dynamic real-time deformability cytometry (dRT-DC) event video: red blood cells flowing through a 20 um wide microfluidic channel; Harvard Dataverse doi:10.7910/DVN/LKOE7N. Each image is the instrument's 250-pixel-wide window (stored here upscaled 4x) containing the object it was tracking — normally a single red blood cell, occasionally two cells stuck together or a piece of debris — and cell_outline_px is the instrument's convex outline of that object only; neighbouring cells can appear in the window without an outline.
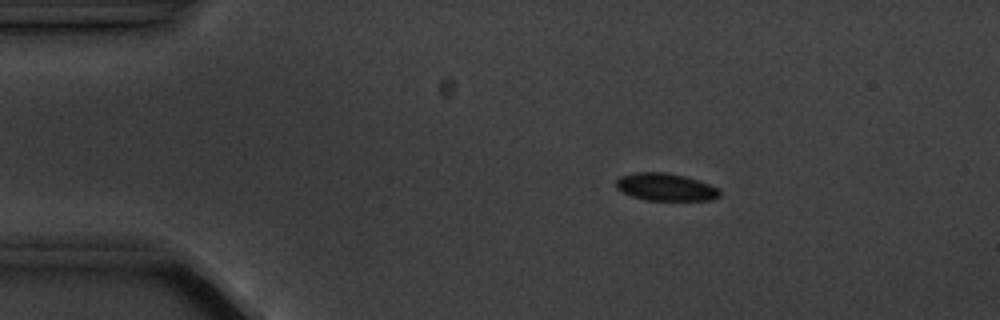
{"species": "common noctule bat (a hibernating species)", "species_latin": "Nyctalus noctula", "temperature_condition": "cold", "stored_images_in_passage": 9, "camera_frame_rate_fps": 3000, "um_per_image_px": 0.085, "animal": {"sex": "male", "body_mass_g": 20.1, "forearm_length_mm": 53.5}, "frame": {"image": 1, "passage_image": 2, "time_ms": 2.0, "image_size_px": [1000, 320], "cell_outline_px": [[720, 196], [708, 200], [648, 200], [632, 196], [616, 188], [616, 180], [620, 176], [636, 172], [664, 172], [684, 176], [720, 188]], "centroid_in_image_um": [56.57, 15.89], "position_along_channel_um": 28.4, "area_um2": 16.42}}
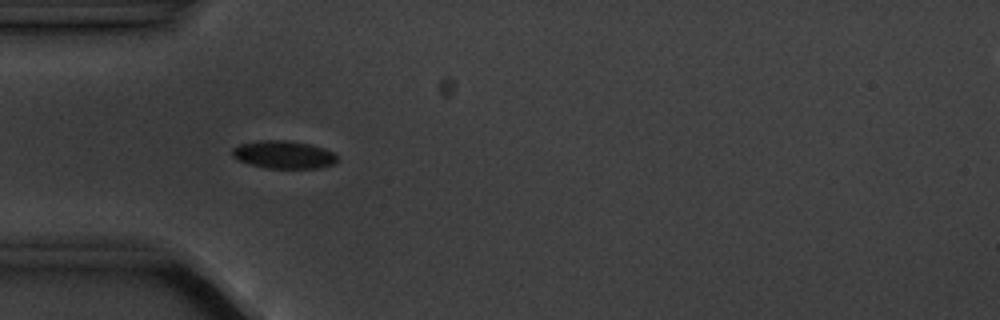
{"frame": {"image": 2, "passage_image": 4, "time_ms": 4.333, "image_size_px": [1000, 320], "cell_outline_px": [[336, 164], [320, 168], [268, 168], [252, 164], [240, 160], [232, 156], [232, 148], [240, 144], [260, 140], [288, 140], [308, 144], [324, 148], [332, 152], [336, 156]], "centroid_in_image_um": [24.13, 13.14], "position_along_channel_um": 60.9, "area_um2": 16.88}}
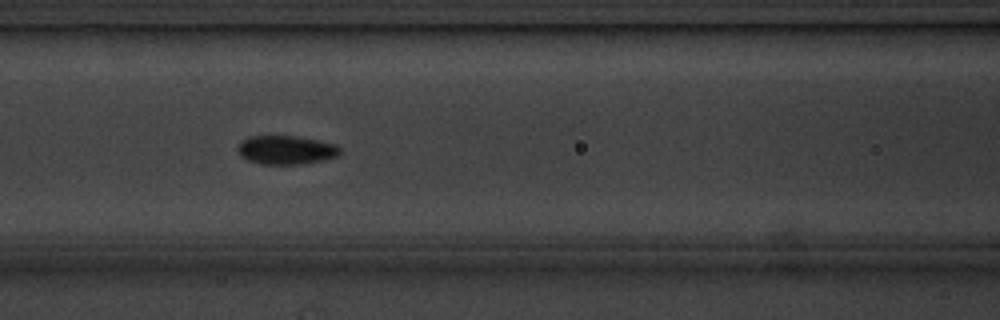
{"frame": {"image": 3, "passage_image": 6, "time_ms": 6.667, "image_size_px": [1000, 320], "cell_outline_px": [[340, 156], [324, 160], [300, 164], [260, 164], [248, 160], [240, 156], [236, 148], [248, 136], [296, 136], [336, 144], [340, 148]], "centroid_in_image_um": [24.32, 12.75], "position_along_channel_um": 142.3, "area_um2": 17.17}}